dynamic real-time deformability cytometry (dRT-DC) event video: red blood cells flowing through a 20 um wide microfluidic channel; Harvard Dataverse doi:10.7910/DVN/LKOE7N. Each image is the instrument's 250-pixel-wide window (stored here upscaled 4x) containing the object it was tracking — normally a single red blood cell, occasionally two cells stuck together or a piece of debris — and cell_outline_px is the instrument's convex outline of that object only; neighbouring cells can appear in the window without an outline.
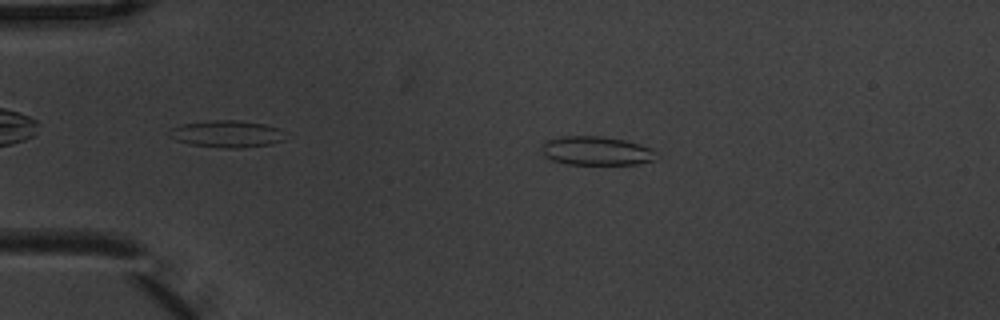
{"species": "common noctule bat (a hibernating species)", "species_latin": "Nyctalus noctula", "temperature_condition": "warm", "stored_images_in_passage": 5, "camera_frame_rate_fps": 3000, "um_per_image_px": 0.085, "animal": {"sex": "male", "body_mass_g": 20.1, "forearm_length_mm": 53.5}, "frame": {"image": 1, "passage_image": 2, "time_ms": 0.333, "image_size_px": [1000, 320], "cell_outline_px": [[660, 156], [656, 160], [636, 164], [568, 164], [552, 160], [544, 156], [540, 148], [544, 140], [560, 136], [600, 136], [624, 140], [652, 148]], "centroid_in_image_um": [50.68, 12.82], "position_along_channel_um": 34.3, "area_um2": 19.54}}
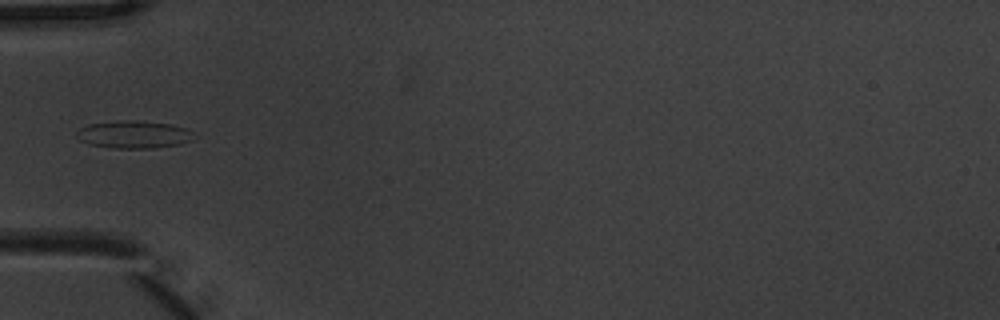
{"frame": {"image": 2, "passage_image": 4, "time_ms": 1.0, "image_size_px": [1000, 320], "cell_outline_px": [[196, 136], [192, 140], [180, 144], [152, 148], [112, 148], [88, 144], [80, 140], [76, 136], [76, 132], [80, 128], [88, 124], [124, 120], [136, 120], [172, 124], [184, 128], [192, 132]], "centroid_in_image_um": [11.37, 11.43], "position_along_channel_um": 73.6, "area_um2": 18.9}}